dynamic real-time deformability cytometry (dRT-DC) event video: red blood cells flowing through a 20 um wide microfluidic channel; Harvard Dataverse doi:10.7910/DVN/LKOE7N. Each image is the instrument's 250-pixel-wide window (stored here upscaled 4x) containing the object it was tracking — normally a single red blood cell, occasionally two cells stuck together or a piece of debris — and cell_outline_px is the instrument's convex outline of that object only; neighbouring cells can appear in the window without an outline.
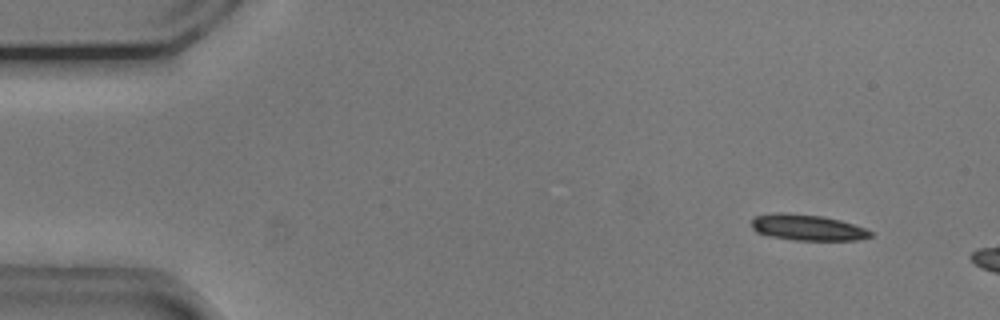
{"species": "common noctule bat (a hibernating species)", "species_latin": "Nyctalus noctula", "temperature_condition": "cold", "stored_images_in_passage": 10, "camera_frame_rate_fps": 3000, "um_per_image_px": 0.085, "animal": {"sex": "male", "body_mass_g": 20.5, "forearm_length_mm": 52.5}, "frame": {"image": 1, "passage_image": 5, "time_ms": 1.333, "image_size_px": [1000, 320], "cell_outline_px": [[872, 236], [856, 240], [792, 240], [768, 236], [756, 232], [752, 228], [752, 216], [776, 212], [788, 212], [824, 216], [840, 220], [864, 228], [872, 232]], "centroid_in_image_um": [68.56, 19.32], "position_along_channel_um": 16.4, "area_um2": 18.21}}